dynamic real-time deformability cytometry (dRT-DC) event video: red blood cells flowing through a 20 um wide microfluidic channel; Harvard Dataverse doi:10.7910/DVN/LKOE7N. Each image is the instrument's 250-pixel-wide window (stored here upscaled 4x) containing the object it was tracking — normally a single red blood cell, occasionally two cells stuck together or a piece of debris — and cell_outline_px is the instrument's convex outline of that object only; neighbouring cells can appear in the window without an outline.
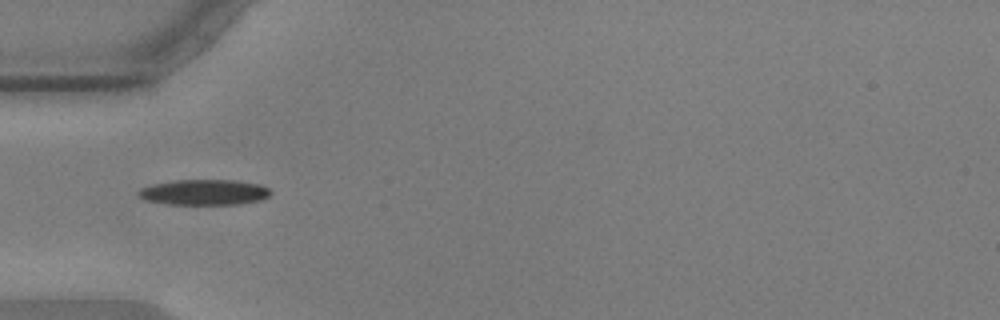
{"species": "common noctule bat (a hibernating species)", "species_latin": "Nyctalus noctula", "temperature_condition": "warm", "stored_images_in_passage": 39, "camera_frame_rate_fps": 3000, "um_per_image_px": 0.085, "animal": {"sex": "male", "body_mass_g": 17.9, "forearm_length_mm": 54.2}, "frame": {"image": 1, "passage_image": 1, "time_ms": 0.0, "image_size_px": [1000, 320], "cell_outline_px": [[272, 192], [268, 196], [260, 200], [240, 204], [168, 204], [144, 200], [136, 192], [140, 188], [152, 184], [176, 180], [236, 180], [260, 184], [268, 188]], "centroid_in_image_um": [17.35, 16.34], "position_along_channel_um": 67.7, "area_um2": 19.71}}
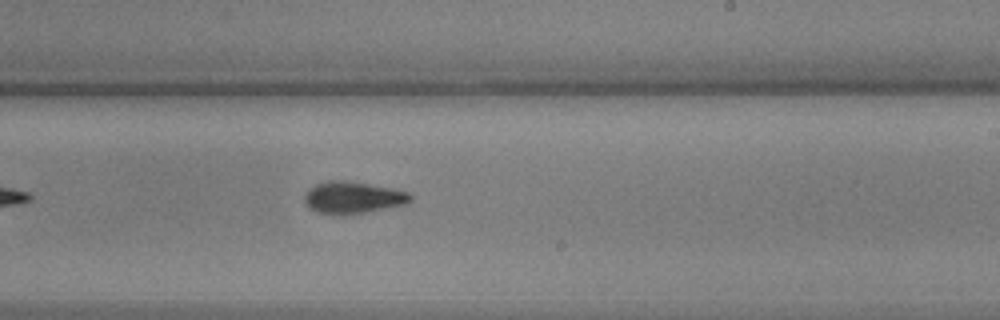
{"frame": {"image": 2, "passage_image": 17, "time_ms": 5.333, "image_size_px": [1000, 320], "cell_outline_px": [[412, 200], [408, 204], [344, 216], [332, 216], [316, 212], [308, 208], [304, 204], [304, 196], [316, 184], [328, 180], [344, 180], [392, 188], [408, 192], [412, 196]], "centroid_in_image_um": [29.98, 16.82], "position_along_channel_um": 259.0, "area_um2": 20.06}}
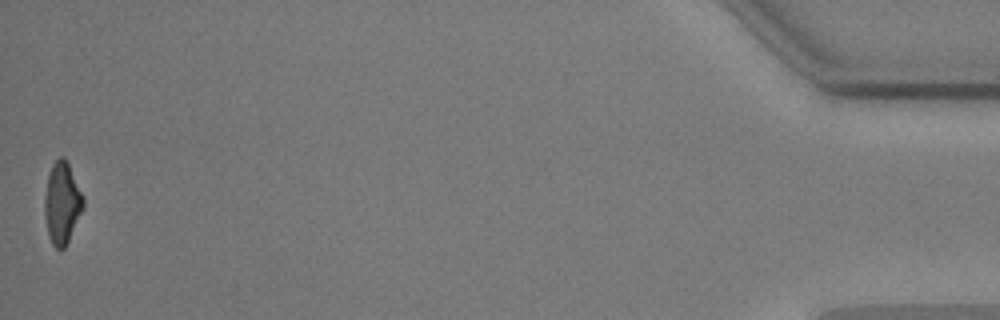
{"frame": {"image": 3, "passage_image": 39, "time_ms": 12.667, "image_size_px": [1000, 320], "cell_outline_px": [[84, 208], [64, 248], [56, 248], [52, 244], [48, 236], [44, 216], [44, 196], [48, 176], [52, 164], [60, 156], [64, 156], [68, 164], [84, 200]], "centroid_in_image_um": [5.25, 17.27], "position_along_channel_um": 430.0, "area_um2": 18.15}, "authors_computed_cell_mechanics": {"area_um2": 19.7098, "velocity_mm_per_s": 3.5808, "shape_relaxation_time_tau1_ms": 3.8432, "shape_relaxation_time_tau2_ms": 4.7755, "deformation_change_tau1": 0.1497, "deformation_change_tau2": 0.1233}}